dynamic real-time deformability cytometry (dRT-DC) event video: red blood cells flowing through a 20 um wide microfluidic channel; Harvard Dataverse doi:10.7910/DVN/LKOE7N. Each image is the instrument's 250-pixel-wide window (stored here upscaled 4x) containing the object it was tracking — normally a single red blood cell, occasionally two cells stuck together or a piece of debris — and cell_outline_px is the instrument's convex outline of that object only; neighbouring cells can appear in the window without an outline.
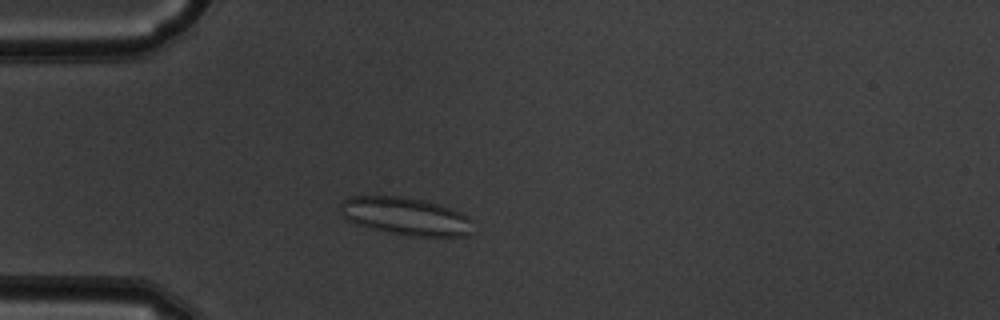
{"species": "common noctule bat (a hibernating species)", "species_latin": "Nyctalus noctula", "temperature_condition": "warm", "stored_images_in_passage": 47, "camera_frame_rate_fps": 3000, "um_per_image_px": 0.085, "animal": {"sex": "male", "body_mass_g": 19.5, "forearm_length_mm": 54.6}, "frame": {"image": 1, "passage_image": 10, "time_ms": 3.0, "image_size_px": [1000, 320], "cell_outline_px": [[472, 220], [468, 236], [408, 236], [388, 232], [356, 224], [348, 220], [340, 212], [340, 204], [344, 200], [352, 196], [400, 196], [424, 200], [440, 204], [460, 212], [468, 216]], "centroid_in_image_um": [34.48, 18.37], "position_along_channel_um": 50.5, "area_um2": 29.07}}
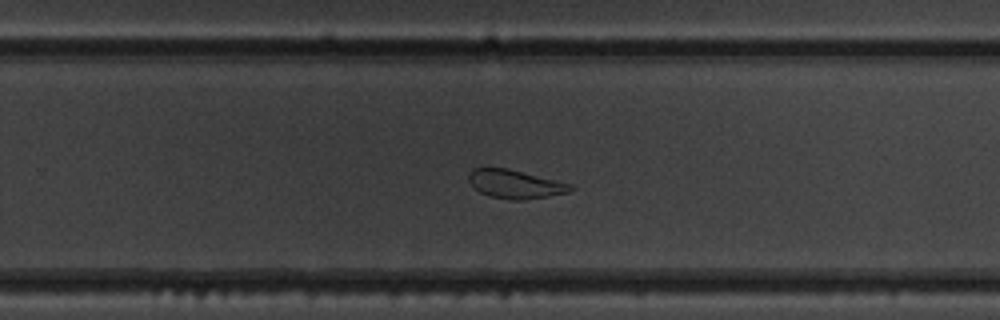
{"frame": {"image": 2, "passage_image": 29, "time_ms": 9.333, "image_size_px": [1000, 320], "cell_outline_px": [[576, 188], [568, 192], [548, 196], [524, 200], [508, 200], [488, 196], [480, 192], [468, 180], [468, 172], [472, 168], [488, 164], [508, 168], [572, 184]], "centroid_in_image_um": [43.72, 15.61], "position_along_channel_um": 286.1, "area_um2": 17.57}}
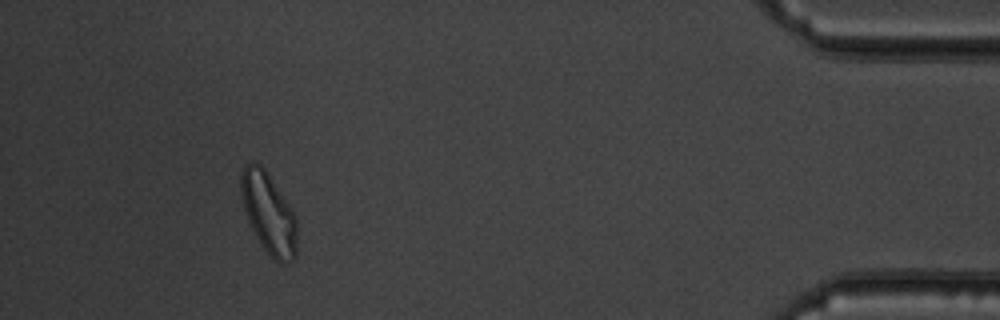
{"frame": {"image": 3, "passage_image": 43, "time_ms": 14.0, "image_size_px": [1000, 320], "cell_outline_px": [[296, 256], [292, 260], [284, 264], [280, 264], [260, 244], [248, 220], [244, 208], [240, 192], [240, 172], [244, 164], [252, 160], [256, 160], [268, 172], [296, 216]], "centroid_in_image_um": [22.81, 18.06], "position_along_channel_um": 412.4, "area_um2": 26.53}, "authors_computed_cell_mechanics": {"area_um2": 23.0044, "velocity_mm_per_s": 3.9268, "shape_relaxation_time_tau1_ms": null, "shape_relaxation_time_tau2_ms": 1.3223, "deformation_change_tau1": null, "deformation_change_tau2": 0.1016}}